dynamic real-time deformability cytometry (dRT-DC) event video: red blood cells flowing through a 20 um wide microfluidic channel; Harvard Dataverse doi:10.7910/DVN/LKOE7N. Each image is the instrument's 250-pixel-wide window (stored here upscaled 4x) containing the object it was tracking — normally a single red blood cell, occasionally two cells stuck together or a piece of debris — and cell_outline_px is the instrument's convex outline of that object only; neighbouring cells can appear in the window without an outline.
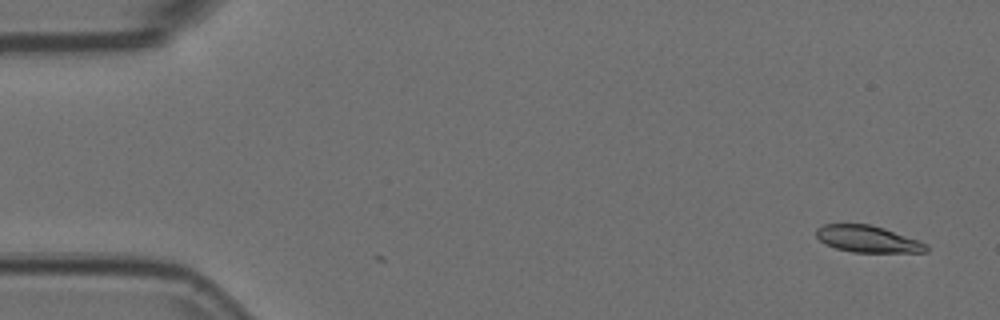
{"species": "Egyptian fruit bat (a non-hibernating species)", "species_latin": "Rousettus aegyptiacus", "temperature_condition": "room temperature", "stored_images_in_passage": 3, "camera_frame_rate_fps": 3000, "um_per_image_px": 0.085, "animal": {"sex": "female"}, "frame": {"image": 1, "passage_image": 3, "time_ms": 0.667, "image_size_px": [1000, 320], "cell_outline_px": [[928, 252], [852, 252], [836, 248], [820, 240], [816, 236], [816, 228], [824, 224], [868, 224], [884, 228], [928, 244]], "centroid_in_image_um": [73.75, 20.31], "position_along_channel_um": 11.2, "area_um2": 16.94}}